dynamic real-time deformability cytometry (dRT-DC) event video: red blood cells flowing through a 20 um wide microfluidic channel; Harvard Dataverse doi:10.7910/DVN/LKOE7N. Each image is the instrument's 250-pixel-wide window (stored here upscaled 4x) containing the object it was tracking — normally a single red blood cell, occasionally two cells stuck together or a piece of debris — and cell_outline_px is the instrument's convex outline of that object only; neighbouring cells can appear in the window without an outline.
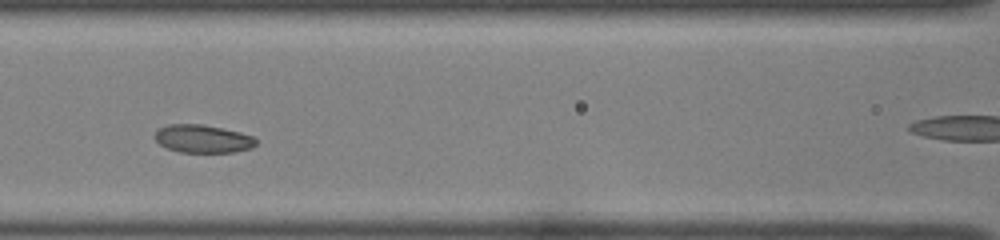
{"species": "common noctule bat (a hibernating species)", "species_latin": "Nyctalus noctula", "temperature_condition": "room temperature", "stored_images_in_passage": 45, "camera_frame_rate_fps": 3000, "um_per_image_px": 0.085, "animal": {"sex": "female", "body_mass_g": 22.0, "forearm_length_mm": 56.7}, "frame": {"image": 1, "passage_image": 17, "time_ms": 5.333, "image_size_px": [1000, 240], "cell_outline_px": [[256, 144], [252, 148], [232, 152], [180, 152], [168, 148], [160, 144], [156, 140], [156, 132], [160, 128], [168, 124], [200, 124], [240, 132], [252, 136], [256, 140]], "centroid_in_image_um": [17.25, 11.8], "position_along_channel_um": 149.4, "area_um2": 16.24}}
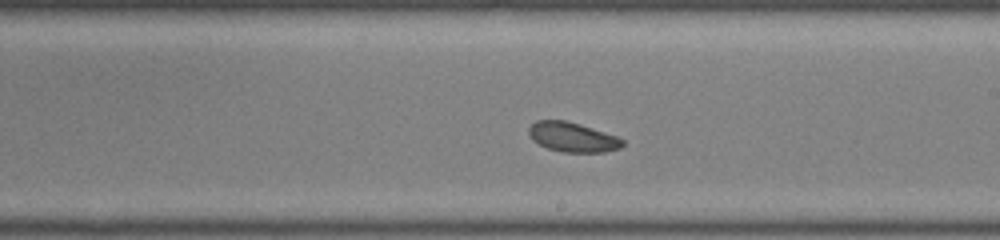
{"frame": {"image": 2, "passage_image": 24, "time_ms": 7.667, "image_size_px": [1000, 240], "cell_outline_px": [[624, 144], [620, 148], [604, 152], [560, 152], [548, 148], [532, 140], [528, 132], [528, 128], [536, 120], [564, 120], [580, 124], [616, 136], [624, 140]], "centroid_in_image_um": [48.65, 11.66], "position_along_channel_um": 240.3, "area_um2": 16.13}}
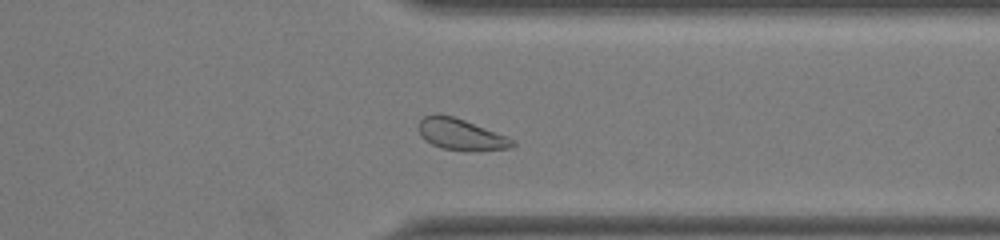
{"frame": {"image": 3, "passage_image": 34, "time_ms": 11.0, "image_size_px": [1000, 240], "cell_outline_px": [[516, 144], [508, 148], [480, 152], [472, 152], [440, 148], [424, 140], [420, 136], [420, 120], [424, 116], [436, 112], [440, 112], [464, 120], [516, 140]], "centroid_in_image_um": [39.17, 11.44], "position_along_channel_um": 372.2, "area_um2": 17.4}, "authors_computed_cell_mechanics": {"area_um2": 16.9932, "velocity_mm_per_s": 3.9215, "shape_relaxation_time_tau1_ms": 2.2187, "shape_relaxation_time_tau2_ms": 8.7621, "deformation_change_tau1": 0.0896, "deformation_change_tau2": 0.1405}}